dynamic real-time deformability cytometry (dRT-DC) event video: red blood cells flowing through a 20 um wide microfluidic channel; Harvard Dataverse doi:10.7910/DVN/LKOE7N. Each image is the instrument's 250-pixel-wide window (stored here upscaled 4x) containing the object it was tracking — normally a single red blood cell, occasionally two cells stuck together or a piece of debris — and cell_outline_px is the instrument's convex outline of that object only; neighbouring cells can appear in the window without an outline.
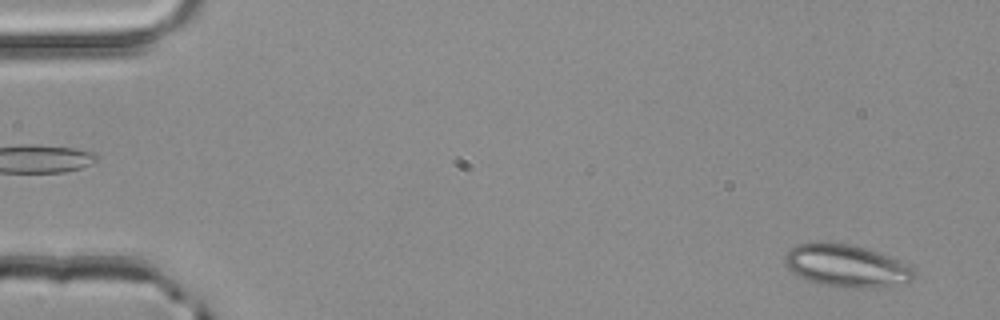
{"species": "common noctule bat (a hibernating species)", "species_latin": "Nyctalus noctula", "temperature_condition": "room temperature", "stored_images_in_passage": 20, "camera_frame_rate_fps": 3000, "um_per_image_px": 0.085, "animal": {"sex": "male", "body_mass_g": 20.4}, "frame": {"image": 1, "passage_image": 4, "time_ms": 1.0, "image_size_px": [1000, 320], "cell_outline_px": [[916, 276], [908, 284], [888, 288], [844, 288], [824, 284], [808, 280], [792, 272], [784, 264], [784, 256], [796, 244], [820, 240], [828, 240], [856, 244], [908, 264], [916, 272]], "centroid_in_image_um": [71.99, 22.58], "position_along_channel_um": 13.0, "area_um2": 33.0}}